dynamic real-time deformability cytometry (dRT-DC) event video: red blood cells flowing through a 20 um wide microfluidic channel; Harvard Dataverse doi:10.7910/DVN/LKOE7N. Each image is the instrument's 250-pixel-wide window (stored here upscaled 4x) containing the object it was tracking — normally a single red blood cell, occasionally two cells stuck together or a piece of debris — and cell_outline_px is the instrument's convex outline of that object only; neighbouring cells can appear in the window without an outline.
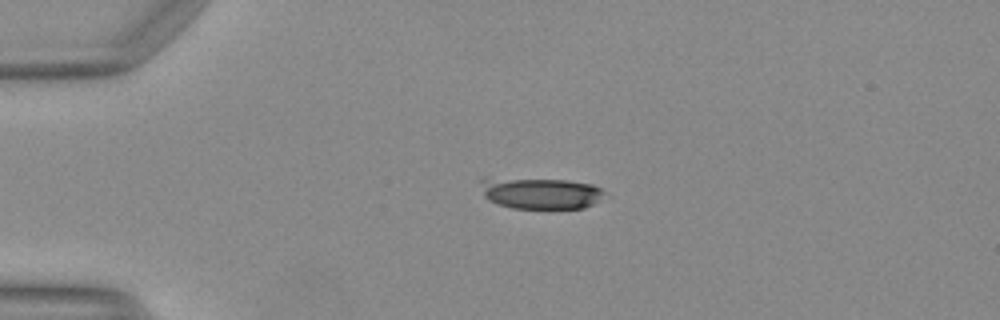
{"species": "Egyptian fruit bat (a non-hibernating species)", "species_latin": "Rousettus aegyptiacus", "temperature_condition": "warm", "stored_images_in_passage": 39, "camera_frame_rate_fps": 3000, "um_per_image_px": 0.085, "animal": {"sex": "female"}, "frame": {"image": 1, "passage_image": 1, "time_ms": 0.0, "image_size_px": [1000, 320], "cell_outline_px": [[604, 192], [592, 204], [584, 208], [512, 208], [488, 200], [484, 196], [480, 180], [480, 176], [484, 176], [568, 180], [592, 184], [600, 188]], "centroid_in_image_um": [45.82, 16.38], "position_along_channel_um": 39.2, "area_um2": 22.89}}
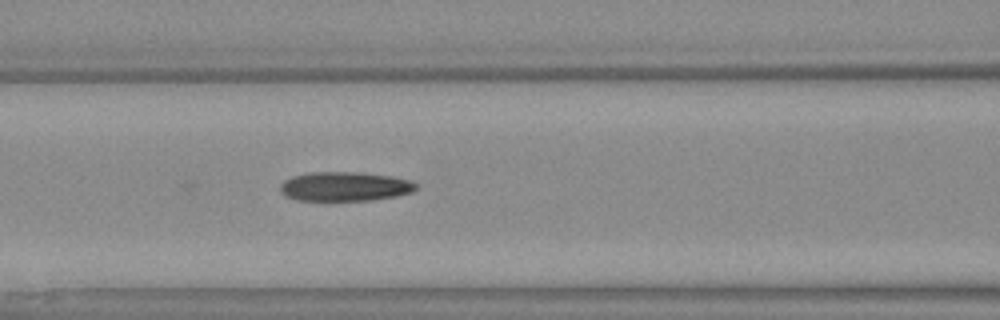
{"frame": {"image": 2, "passage_image": 11, "time_ms": 3.333, "image_size_px": [1000, 320], "cell_outline_px": [[416, 188], [412, 192], [396, 196], [372, 200], [296, 200], [284, 196], [280, 192], [280, 184], [284, 180], [292, 176], [308, 172], [360, 172], [392, 176], [408, 180], [416, 184]], "centroid_in_image_um": [29.26, 15.84], "position_along_channel_um": 137.3, "area_um2": 23.24}}
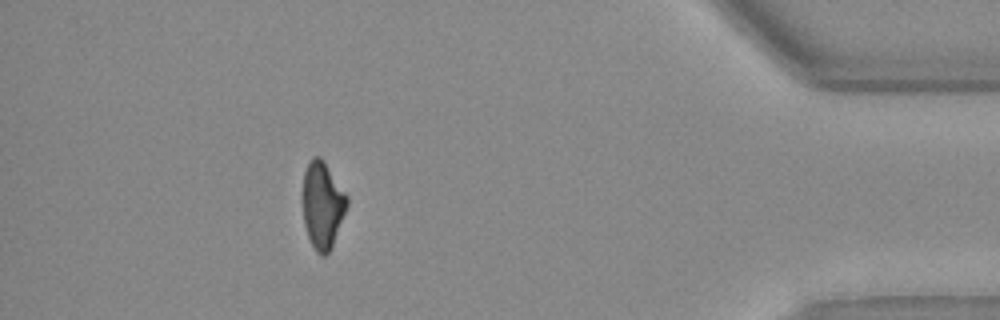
{"frame": {"image": 3, "passage_image": 34, "time_ms": 11.0, "image_size_px": [1000, 320], "cell_outline_px": [[348, 204], [332, 248], [324, 256], [320, 256], [316, 252], [308, 236], [304, 224], [300, 200], [300, 192], [304, 172], [312, 156], [320, 156], [348, 196]], "centroid_in_image_um": [27.37, 17.43], "position_along_channel_um": 407.8, "area_um2": 22.95}, "authors_computed_cell_mechanics": {"area_um2": 23.2356, "velocity_mm_per_s": 4.1428, "shape_relaxation_time_tau1_ms": null, "shape_relaxation_time_tau2_ms": 1.7683, "deformation_change_tau1": null, "deformation_change_tau2": 0.0779}}